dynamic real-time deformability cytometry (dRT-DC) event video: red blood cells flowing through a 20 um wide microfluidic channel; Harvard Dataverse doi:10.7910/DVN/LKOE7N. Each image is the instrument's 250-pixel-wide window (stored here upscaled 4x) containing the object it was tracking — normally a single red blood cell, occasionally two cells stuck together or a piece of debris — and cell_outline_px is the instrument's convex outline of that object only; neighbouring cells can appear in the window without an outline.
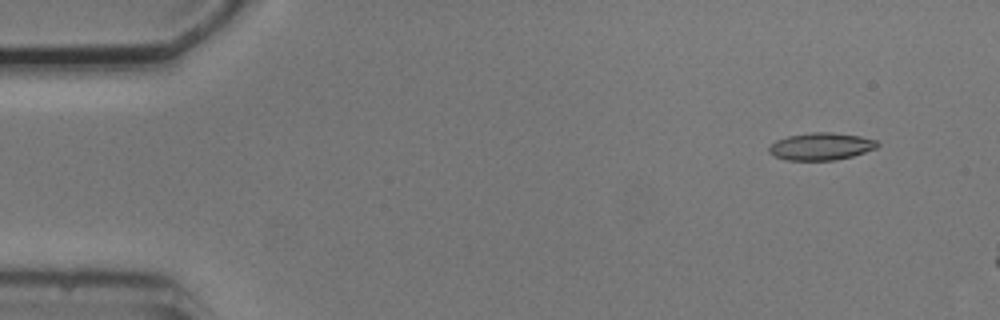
{"species": "common noctule bat (a hibernating species)", "species_latin": "Nyctalus noctula", "temperature_condition": "cold", "stored_images_in_passage": 5, "camera_frame_rate_fps": 3000, "um_per_image_px": 0.085, "animal": {"sex": "male", "body_mass_g": 20.5, "forearm_length_mm": 52.5}, "frame": {"image": 1, "passage_image": 2, "time_ms": 1.333, "image_size_px": [1000, 320], "cell_outline_px": [[880, 144], [876, 148], [852, 156], [836, 160], [784, 160], [772, 156], [768, 152], [768, 148], [776, 140], [788, 136], [812, 132], [832, 132], [860, 136], [876, 140]], "centroid_in_image_um": [69.76, 12.45], "position_along_channel_um": 15.2, "area_um2": 17.34}}